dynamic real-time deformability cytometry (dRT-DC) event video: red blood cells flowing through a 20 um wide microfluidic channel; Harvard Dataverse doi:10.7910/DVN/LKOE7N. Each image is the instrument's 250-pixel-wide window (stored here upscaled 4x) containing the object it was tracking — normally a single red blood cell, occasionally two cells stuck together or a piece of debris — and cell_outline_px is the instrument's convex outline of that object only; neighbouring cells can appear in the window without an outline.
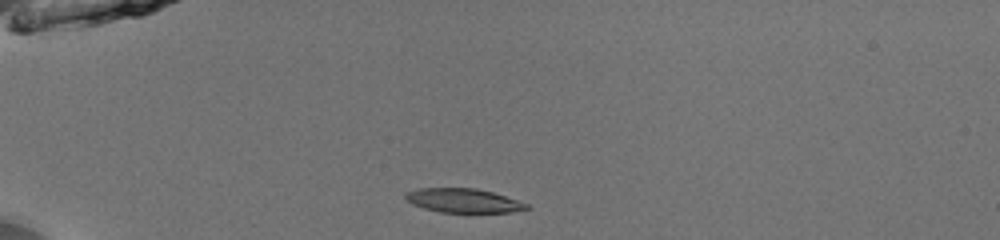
{"species": "common noctule bat (a hibernating species)", "species_latin": "Nyctalus noctula", "temperature_condition": "room temperature", "stored_images_in_passage": 38, "camera_frame_rate_fps": 3000, "um_per_image_px": 0.085, "animal": {"sex": "male", "body_mass_g": 13.0, "forearm_length_mm": 53.1}, "frame": {"image": 1, "passage_image": 1, "time_ms": 0.0, "image_size_px": [1000, 240], "cell_outline_px": [[528, 208], [508, 212], [440, 212], [424, 208], [412, 204], [404, 196], [408, 192], [420, 188], [476, 188], [492, 192], [528, 204]], "centroid_in_image_um": [39.35, 17.04], "position_along_channel_um": 45.6, "area_um2": 16.59}}
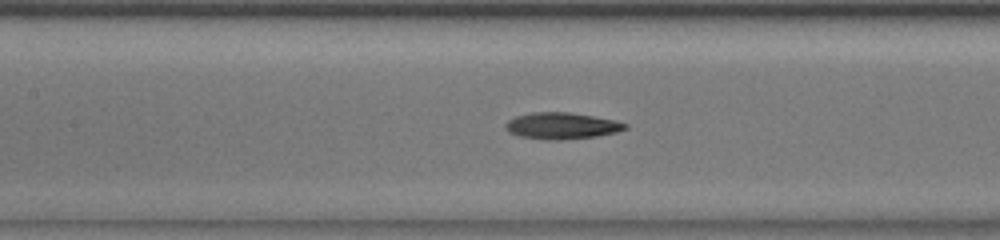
{"frame": {"image": 2, "passage_image": 12, "time_ms": 3.667, "image_size_px": [1000, 240], "cell_outline_px": [[628, 128], [616, 132], [596, 136], [560, 140], [548, 140], [520, 136], [508, 132], [504, 128], [504, 124], [508, 120], [516, 116], [532, 112], [568, 112], [616, 120], [628, 124]], "centroid_in_image_um": [47.73, 10.69], "position_along_channel_um": 159.7, "area_um2": 18.5}}
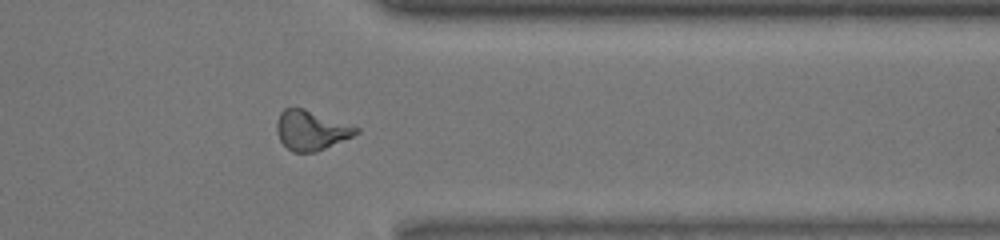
{"frame": {"image": 3, "passage_image": 29, "time_ms": 9.333, "image_size_px": [1000, 240], "cell_outline_px": [[360, 132], [352, 136], [316, 152], [292, 152], [280, 140], [276, 132], [276, 124], [280, 112], [284, 108], [304, 108], [360, 128]], "centroid_in_image_um": [26.42, 11.07], "position_along_channel_um": 385.0, "area_um2": 18.21}, "authors_computed_cell_mechanics": {"area_um2": 18.0914, "velocity_mm_per_s": 4.0143, "shape_relaxation_time_tau1_ms": 3.9454, "shape_relaxation_time_tau2_ms": null, "deformation_change_tau1": 0.158, "deformation_change_tau2": null}}